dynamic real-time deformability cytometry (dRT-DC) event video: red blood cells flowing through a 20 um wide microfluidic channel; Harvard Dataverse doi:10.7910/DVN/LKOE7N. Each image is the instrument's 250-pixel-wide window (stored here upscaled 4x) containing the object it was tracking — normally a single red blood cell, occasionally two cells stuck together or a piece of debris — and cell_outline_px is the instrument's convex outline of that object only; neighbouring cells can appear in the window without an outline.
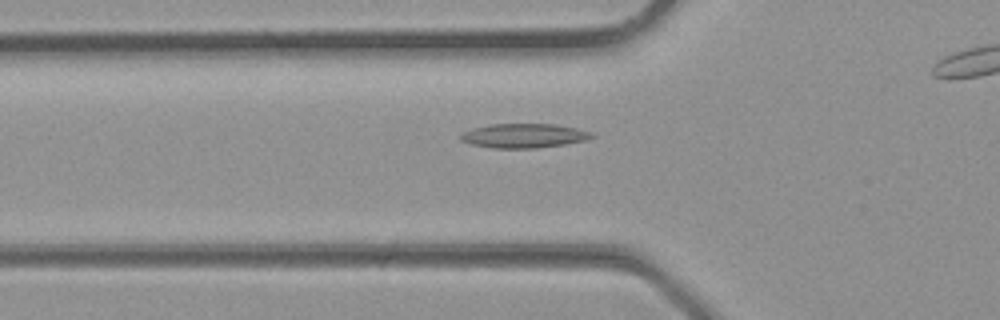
{"species": "common noctule bat (a hibernating species)", "species_latin": "Nyctalus noctula", "temperature_condition": "room temperature", "stored_images_in_passage": 27, "camera_frame_rate_fps": 3000, "um_per_image_px": 0.085, "animal": {"sex": "male", "body_mass_g": 23.1, "forearm_length_mm": 52.7}, "frame": {"image": 1, "passage_image": 11, "time_ms": 3.333, "image_size_px": [1000, 320], "cell_outline_px": [[596, 136], [584, 140], [564, 144], [536, 148], [492, 148], [472, 144], [460, 140], [460, 136], [464, 132], [472, 128], [492, 124], [556, 124], [576, 128], [592, 132]], "centroid_in_image_um": [44.53, 11.53], "position_along_channel_um": 81.3, "area_um2": 18.44}}
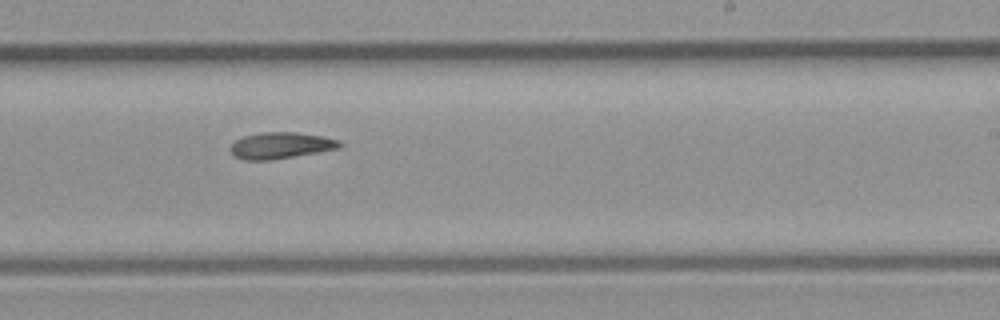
{"frame": {"image": 2, "passage_image": 20, "time_ms": 6.333, "image_size_px": [1000, 320], "cell_outline_px": [[340, 148], [272, 160], [244, 160], [236, 156], [228, 148], [236, 140], [244, 136], [260, 132], [296, 132], [320, 136], [340, 140]], "centroid_in_image_um": [23.84, 12.36], "position_along_channel_um": 265.2, "area_um2": 16.65}}
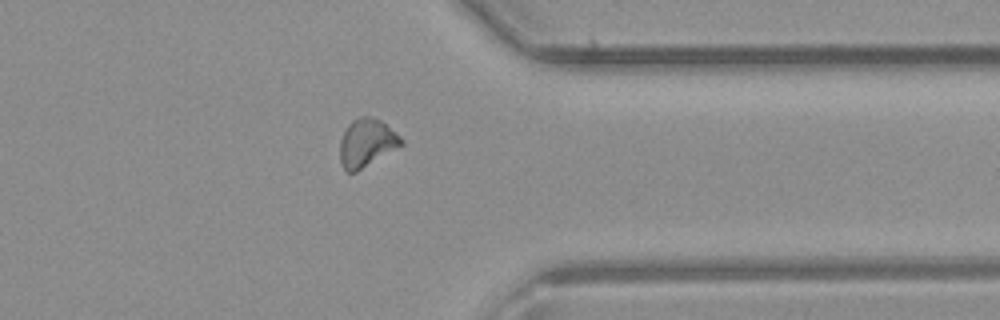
{"frame": {"image": 3, "passage_image": 26, "time_ms": 8.333, "image_size_px": [1000, 320], "cell_outline_px": [[404, 144], [356, 172], [348, 172], [344, 168], [340, 160], [340, 140], [348, 124], [352, 120], [360, 116], [368, 116], [380, 120], [400, 136], [404, 140]], "centroid_in_image_um": [31.16, 12.14], "position_along_channel_um": 380.2, "area_um2": 16.99}}